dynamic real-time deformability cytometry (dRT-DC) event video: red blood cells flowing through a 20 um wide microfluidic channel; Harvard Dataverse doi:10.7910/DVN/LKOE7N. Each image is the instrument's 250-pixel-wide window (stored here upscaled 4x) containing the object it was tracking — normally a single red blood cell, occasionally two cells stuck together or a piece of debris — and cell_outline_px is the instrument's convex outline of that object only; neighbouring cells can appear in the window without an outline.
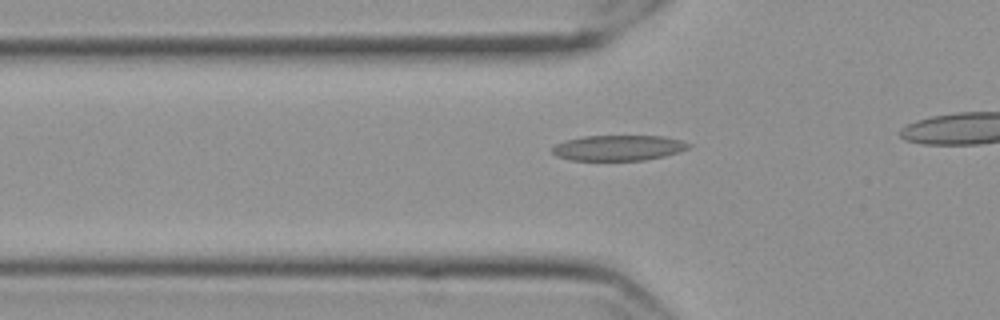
{"species": "Egyptian fruit bat (a non-hibernating species)", "species_latin": "Rousettus aegyptiacus", "temperature_condition": "cold", "stored_images_in_passage": 22, "camera_frame_rate_fps": 3000, "um_per_image_px": 0.085, "frame": {"image": 1, "passage_image": 12, "time_ms": 3.667, "image_size_px": [1000, 320], "cell_outline_px": [[692, 144], [688, 148], [676, 152], [644, 160], [572, 160], [556, 156], [552, 152], [552, 148], [556, 144], [564, 140], [584, 136], [664, 136], [680, 140]], "centroid_in_image_um": [52.51, 12.56], "position_along_channel_um": 73.3, "area_um2": 20.0}}
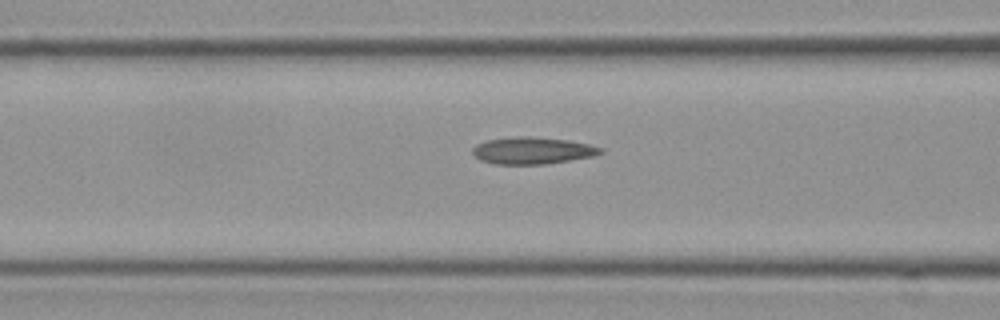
{"frame": {"image": 2, "passage_image": 16, "time_ms": 5.0, "image_size_px": [1000, 320], "cell_outline_px": [[604, 152], [592, 156], [544, 164], [496, 164], [480, 160], [472, 152], [472, 148], [476, 144], [488, 140], [520, 136], [528, 136], [568, 140], [588, 144], [604, 148]], "centroid_in_image_um": [45.26, 12.79], "position_along_channel_um": 121.3, "area_um2": 19.88}}
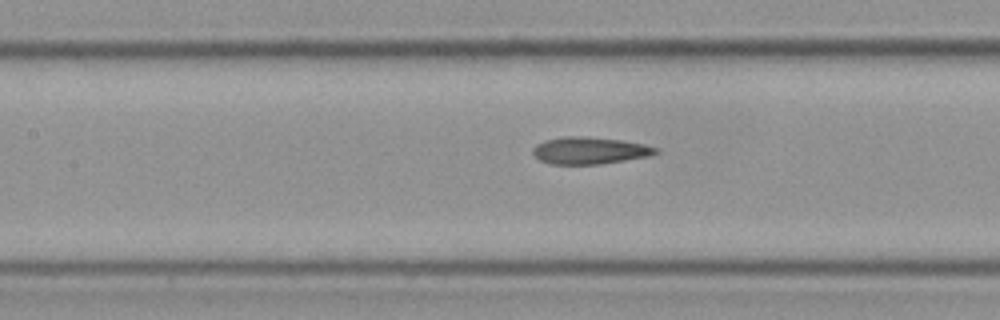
{"frame": {"image": 3, "passage_image": 19, "time_ms": 6.0, "image_size_px": [1000, 320], "cell_outline_px": [[656, 152], [648, 156], [600, 164], [552, 164], [540, 160], [532, 152], [532, 148], [536, 144], [544, 140], [564, 136], [588, 136], [620, 140], [644, 144], [656, 148]], "centroid_in_image_um": [50.05, 12.78], "position_along_channel_um": 157.3, "area_um2": 19.19}}